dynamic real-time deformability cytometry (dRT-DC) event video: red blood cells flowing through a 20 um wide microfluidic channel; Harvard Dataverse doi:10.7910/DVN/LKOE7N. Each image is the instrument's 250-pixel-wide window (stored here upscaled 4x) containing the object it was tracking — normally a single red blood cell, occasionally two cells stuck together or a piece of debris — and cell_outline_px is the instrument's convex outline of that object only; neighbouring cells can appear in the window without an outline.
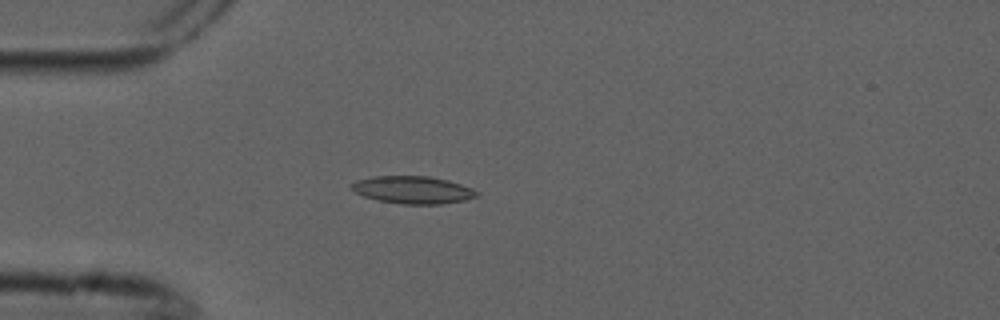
{"species": "common noctule bat (a hibernating species)", "species_latin": "Nyctalus noctula", "temperature_condition": "cold", "stored_images_in_passage": 1, "camera_frame_rate_fps": 3000, "um_per_image_px": 0.085, "animal": {"sex": "male", "forearm_length_mm": 52.5}, "frame": {"image": 1, "passage_image": 1, "time_ms": 0.0, "image_size_px": [1000, 320], "cell_outline_px": [[480, 192], [476, 196], [464, 200], [440, 204], [400, 204], [376, 200], [364, 196], [356, 192], [352, 188], [352, 184], [356, 180], [372, 176], [428, 176], [448, 180], [472, 188]], "centroid_in_image_um": [35.09, 16.14], "position_along_channel_um": 49.9, "area_um2": 20.0}}